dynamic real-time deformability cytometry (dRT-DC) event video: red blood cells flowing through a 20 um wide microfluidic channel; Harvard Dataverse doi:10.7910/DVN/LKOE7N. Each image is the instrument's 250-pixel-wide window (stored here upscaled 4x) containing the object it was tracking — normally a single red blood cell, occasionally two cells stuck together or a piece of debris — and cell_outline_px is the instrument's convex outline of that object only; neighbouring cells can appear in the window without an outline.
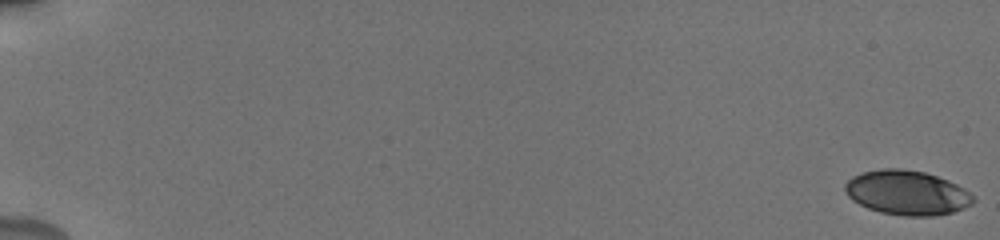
{"species": "human", "species_latin": "Homo sapiens", "temperature_condition": "cold", "stored_images_in_passage": 56, "camera_frame_rate_fps": 3000, "um_per_image_px": 0.085, "donor": {"sex": "male"}, "frame": {"image": 1, "passage_image": 1, "time_ms": 0.0, "image_size_px": [1000, 240], "cell_outline_px": [[976, 200], [972, 204], [964, 208], [952, 212], [932, 216], [904, 216], [880, 212], [868, 208], [852, 200], [848, 196], [844, 188], [844, 184], [852, 176], [864, 172], [884, 168], [900, 168], [924, 172], [948, 180], [964, 188]], "centroid_in_image_um": [77.08, 16.38], "position_along_channel_um": 7.9, "area_um2": 33.18}}
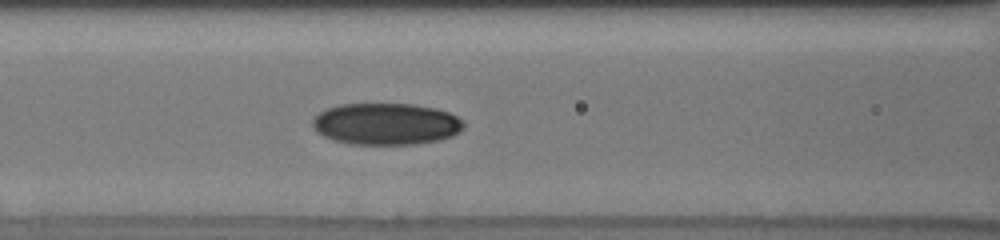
{"frame": {"image": 2, "passage_image": 27, "time_ms": 8.667, "image_size_px": [1000, 240], "cell_outline_px": [[464, 128], [460, 132], [452, 136], [440, 140], [416, 144], [352, 144], [332, 140], [316, 132], [312, 124], [312, 120], [320, 112], [328, 108], [340, 104], [412, 104], [436, 108], [448, 112], [464, 120]], "centroid_in_image_um": [32.84, 10.54], "position_along_channel_um": 133.8, "area_um2": 36.93}}
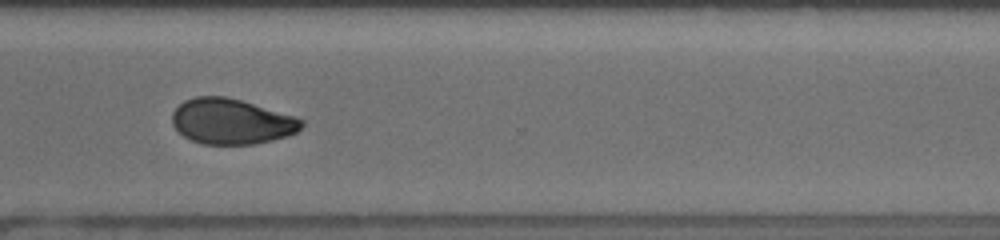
{"frame": {"image": 3, "passage_image": 44, "time_ms": 14.333, "image_size_px": [1000, 240], "cell_outline_px": [[304, 124], [296, 132], [288, 136], [272, 140], [252, 144], [204, 144], [192, 140], [184, 136], [172, 124], [172, 112], [184, 100], [196, 96], [224, 96], [240, 100], [296, 116], [304, 120]], "centroid_in_image_um": [19.68, 10.32], "position_along_channel_um": 350.9, "area_um2": 34.16}, "authors_computed_cell_mechanics": {"area_um2": 34.2754, "velocity_mm_per_s": 3.8362, "shape_relaxation_time_tau1_ms": 6.9283, "shape_relaxation_time_tau2_ms": 6.4488, "deformation_change_tau1": 0.1291, "deformation_change_tau2": 0.0892}}